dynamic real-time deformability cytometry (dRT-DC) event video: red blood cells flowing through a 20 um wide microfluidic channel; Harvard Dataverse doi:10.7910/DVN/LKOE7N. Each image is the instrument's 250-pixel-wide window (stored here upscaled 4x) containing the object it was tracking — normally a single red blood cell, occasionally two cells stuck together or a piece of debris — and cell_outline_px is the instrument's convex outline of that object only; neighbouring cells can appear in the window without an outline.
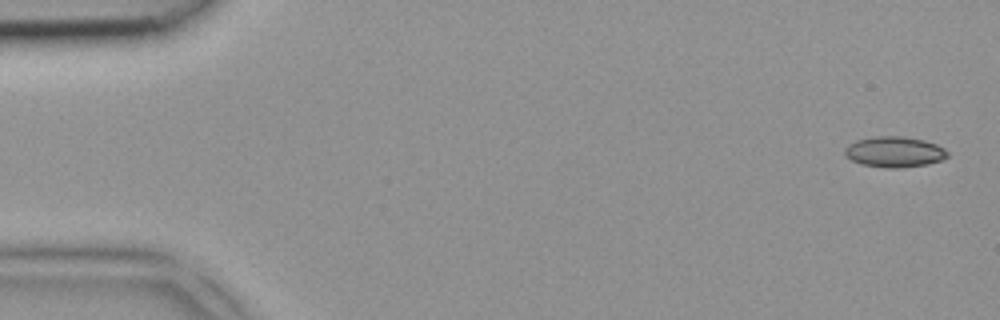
{"species": "common noctule bat (a hibernating species)", "species_latin": "Nyctalus noctula", "temperature_condition": "room temperature", "stored_images_in_passage": 4, "camera_frame_rate_fps": 3000, "um_per_image_px": 0.085, "animal": {"sex": "female", "body_mass_g": 18.4}, "frame": {"image": 1, "passage_image": 1, "time_ms": 0.0, "image_size_px": [1000, 320], "cell_outline_px": [[948, 156], [940, 160], [928, 164], [900, 168], [888, 168], [860, 164], [844, 156], [844, 148], [848, 144], [856, 140], [876, 136], [904, 136], [924, 140], [936, 144], [944, 148], [948, 152]], "centroid_in_image_um": [76.0, 12.91], "position_along_channel_um": 9.0, "area_um2": 18.5}}
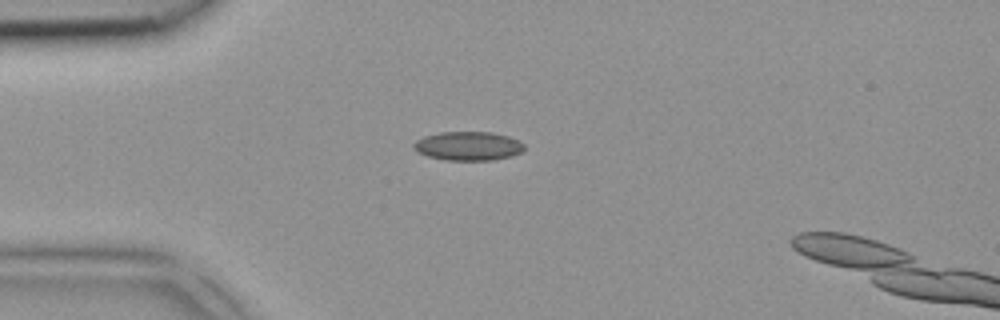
{"frame": {"image": 2, "passage_image": 3, "time_ms": 0.667, "image_size_px": [1000, 320], "cell_outline_px": [[524, 152], [512, 156], [492, 160], [444, 160], [428, 156], [416, 152], [412, 148], [412, 144], [416, 140], [424, 136], [440, 132], [492, 132], [508, 136], [520, 140], [524, 144]], "centroid_in_image_um": [39.8, 12.41], "position_along_channel_um": 45.2, "area_um2": 18.9}}